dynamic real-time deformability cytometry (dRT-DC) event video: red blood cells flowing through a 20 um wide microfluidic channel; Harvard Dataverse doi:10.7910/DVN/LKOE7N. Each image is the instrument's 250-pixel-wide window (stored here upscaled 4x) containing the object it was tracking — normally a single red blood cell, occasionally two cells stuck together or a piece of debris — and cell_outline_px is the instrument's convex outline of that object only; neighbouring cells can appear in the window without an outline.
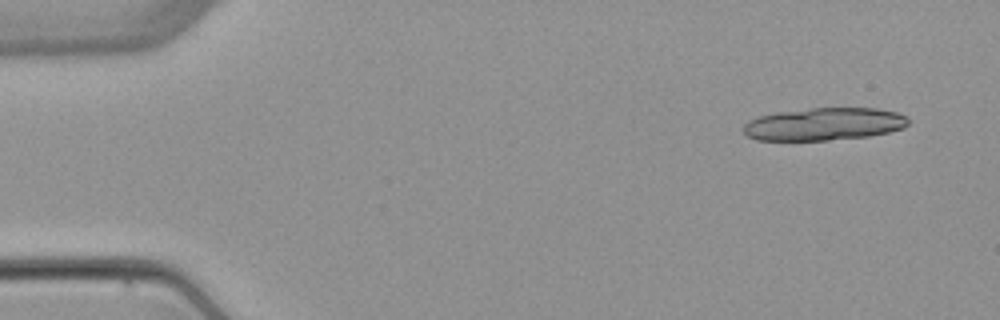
{"species": "common noctule bat (a hibernating species)", "species_latin": "Nyctalus noctula", "temperature_condition": "warm", "stored_images_in_passage": 5, "camera_frame_rate_fps": 3000, "um_per_image_px": 0.085, "animal": {"sex": "female", "body_mass_g": 22.7, "forearm_length_mm": 54.2}, "frame": {"image": 1, "passage_image": 1, "time_ms": 0.0, "image_size_px": [1000, 320], "cell_outline_px": [[908, 124], [904, 128], [888, 132], [868, 136], [828, 140], [756, 140], [748, 136], [744, 132], [744, 124], [748, 120], [756, 116], [776, 112], [812, 108], [876, 108], [896, 112], [908, 116]], "centroid_in_image_um": [70.04, 10.54], "position_along_channel_um": 15.0, "area_um2": 31.44}}